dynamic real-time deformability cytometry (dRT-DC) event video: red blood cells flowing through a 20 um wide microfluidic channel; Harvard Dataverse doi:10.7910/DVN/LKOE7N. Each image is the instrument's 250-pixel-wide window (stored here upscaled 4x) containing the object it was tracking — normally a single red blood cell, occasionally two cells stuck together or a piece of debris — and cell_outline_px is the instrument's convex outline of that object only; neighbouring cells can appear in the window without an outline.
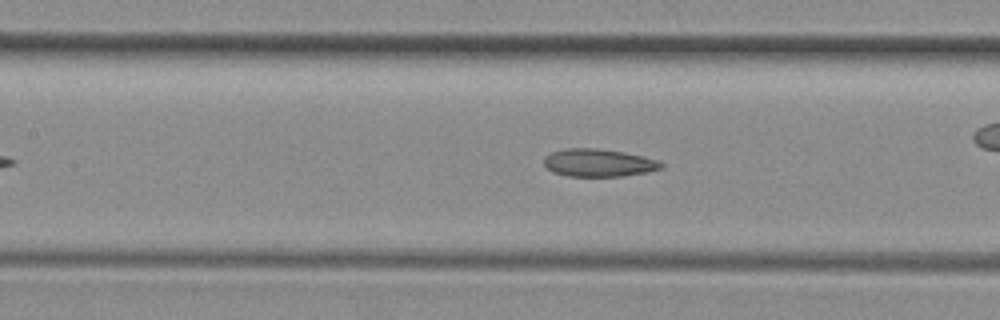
{"species": "common noctule bat (a hibernating species)", "species_latin": "Nyctalus noctula", "temperature_condition": "room temperature", "stored_images_in_passage": 30, "camera_frame_rate_fps": 3000, "um_per_image_px": 0.085, "animal": {"sex": "female", "body_mass_g": 29.2, "forearm_length_mm": 56.3}, "frame": {"image": 1, "passage_image": 9, "time_ms": 2.667, "image_size_px": [1000, 320], "cell_outline_px": [[664, 168], [648, 172], [624, 176], [568, 176], [552, 172], [544, 164], [544, 156], [552, 152], [564, 148], [596, 148], [624, 152], [644, 156], [660, 160], [664, 164]], "centroid_in_image_um": [50.92, 13.83], "position_along_channel_um": 156.5, "area_um2": 19.19}}
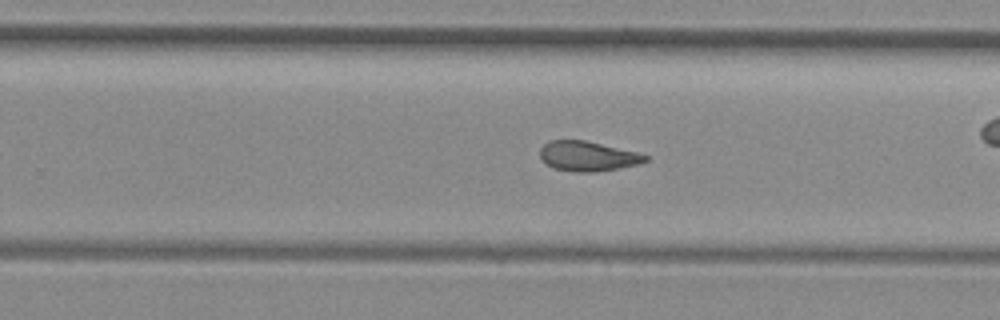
{"frame": {"image": 2, "passage_image": 18, "time_ms": 5.667, "image_size_px": [1000, 320], "cell_outline_px": [[648, 160], [636, 164], [596, 172], [576, 172], [552, 168], [540, 156], [540, 148], [544, 144], [552, 140], [584, 140], [636, 152], [648, 156]], "centroid_in_image_um": [49.92, 13.27], "position_along_channel_um": 279.9, "area_um2": 17.98}, "authors_computed_cell_mechanics": {"area_um2": 18.8717, "velocity_mm_per_s": 4.1226, "shape_relaxation_time_tau1_ms": null, "shape_relaxation_time_tau2_ms": 2.4441, "deformation_change_tau1": null, "deformation_change_tau2": 0.0804}}